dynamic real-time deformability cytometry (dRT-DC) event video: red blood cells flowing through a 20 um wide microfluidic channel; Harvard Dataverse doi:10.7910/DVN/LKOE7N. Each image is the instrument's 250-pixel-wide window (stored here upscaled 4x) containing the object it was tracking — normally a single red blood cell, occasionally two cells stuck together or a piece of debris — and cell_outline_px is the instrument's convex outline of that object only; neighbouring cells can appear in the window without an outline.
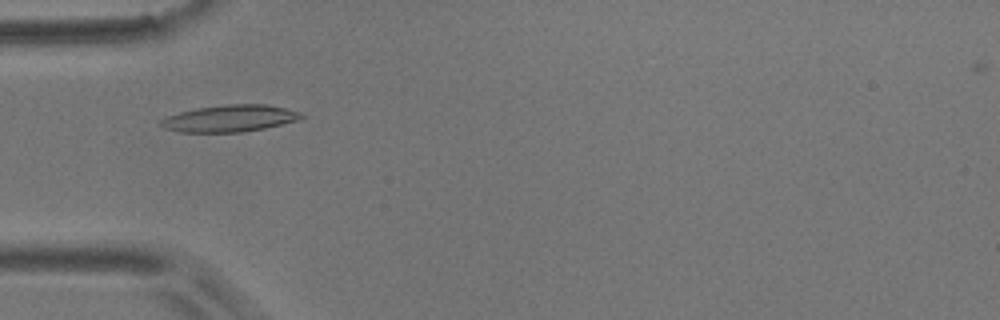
{"species": "common noctule bat (a hibernating species)", "species_latin": "Nyctalus noctula", "temperature_condition": "room temperature", "stored_images_in_passage": 1, "camera_frame_rate_fps": 3000, "um_per_image_px": 0.085, "animal": {"sex": "male", "body_mass_g": 17.9}, "frame": {"image": 1, "passage_image": 1, "time_ms": 0.0, "image_size_px": [1000, 320], "cell_outline_px": [[304, 116], [296, 120], [264, 128], [244, 132], [180, 132], [164, 128], [160, 124], [160, 120], [168, 116], [180, 112], [196, 108], [228, 104], [264, 104], [284, 108], [300, 112]], "centroid_in_image_um": [19.5, 10.06], "position_along_channel_um": 65.5, "area_um2": 21.68}}